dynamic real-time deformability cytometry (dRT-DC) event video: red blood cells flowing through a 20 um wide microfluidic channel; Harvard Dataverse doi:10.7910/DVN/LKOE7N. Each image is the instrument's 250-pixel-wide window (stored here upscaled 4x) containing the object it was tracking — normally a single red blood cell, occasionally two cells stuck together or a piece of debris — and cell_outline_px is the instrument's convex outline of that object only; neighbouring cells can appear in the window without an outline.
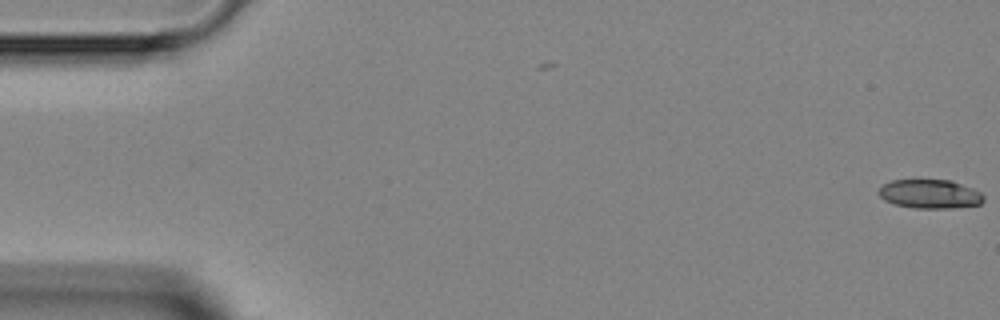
{"species": "Egyptian fruit bat (a non-hibernating species)", "species_latin": "Rousettus aegyptiacus", "temperature_condition": "room temperature", "stored_images_in_passage": 2, "camera_frame_rate_fps": 3000, "um_per_image_px": 0.085, "animal": {"sex": "female"}, "frame": {"image": 1, "passage_image": 2, "time_ms": 1.333, "image_size_px": [1000, 320], "cell_outline_px": [[984, 200], [980, 204], [952, 208], [916, 208], [896, 204], [884, 200], [876, 192], [884, 184], [892, 180], [952, 180], [972, 188], [980, 192], [984, 196]], "centroid_in_image_um": [79.04, 16.48], "position_along_channel_um": 6.0, "area_um2": 17.63}}